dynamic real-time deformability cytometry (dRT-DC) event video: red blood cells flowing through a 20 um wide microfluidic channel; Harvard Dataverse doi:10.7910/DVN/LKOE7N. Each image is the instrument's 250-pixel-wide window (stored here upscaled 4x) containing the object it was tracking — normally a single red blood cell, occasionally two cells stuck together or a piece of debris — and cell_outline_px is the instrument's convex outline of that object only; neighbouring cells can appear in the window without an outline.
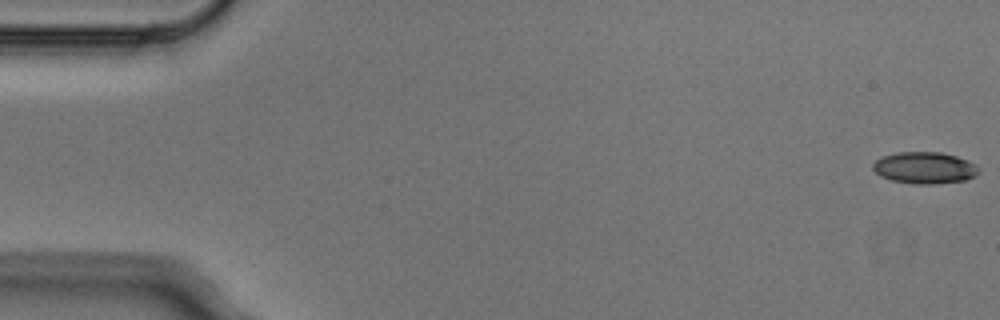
{"species": "Egyptian fruit bat (a non-hibernating species)", "species_latin": "Rousettus aegyptiacus", "temperature_condition": "cold", "stored_images_in_passage": 4, "camera_frame_rate_fps": 3000, "um_per_image_px": 0.085, "animal": {"sex": "male"}, "frame": {"image": 1, "passage_image": 1, "time_ms": 0.0, "image_size_px": [1000, 320], "cell_outline_px": [[980, 172], [976, 176], [964, 180], [932, 184], [916, 184], [892, 180], [880, 176], [872, 168], [872, 164], [876, 160], [884, 156], [896, 152], [940, 152], [956, 156], [968, 160], [976, 164], [980, 168]], "centroid_in_image_um": [78.62, 14.26], "position_along_channel_um": 6.4, "area_um2": 19.59}}